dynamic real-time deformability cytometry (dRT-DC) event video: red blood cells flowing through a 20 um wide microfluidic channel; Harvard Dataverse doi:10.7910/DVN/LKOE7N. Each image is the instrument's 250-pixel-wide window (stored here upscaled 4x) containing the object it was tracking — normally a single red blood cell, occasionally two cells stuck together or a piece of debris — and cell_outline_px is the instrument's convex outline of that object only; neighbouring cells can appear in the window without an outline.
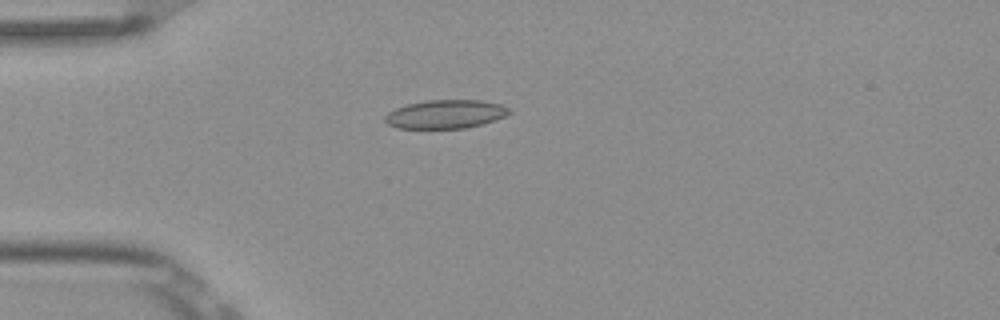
{"species": "Egyptian fruit bat (a non-hibernating species)", "species_latin": "Rousettus aegyptiacus", "temperature_condition": "room temperature", "stored_images_in_passage": 1, "camera_frame_rate_fps": 3000, "um_per_image_px": 0.085, "frame": {"image": 1, "passage_image": 1, "time_ms": 0.0, "image_size_px": [1000, 320], "cell_outline_px": [[512, 112], [496, 120], [464, 128], [396, 128], [388, 124], [384, 120], [384, 116], [388, 112], [396, 108], [408, 104], [428, 100], [480, 100], [500, 104], [508, 108]], "centroid_in_image_um": [37.85, 9.7], "position_along_channel_um": 47.1, "area_um2": 20.58}}